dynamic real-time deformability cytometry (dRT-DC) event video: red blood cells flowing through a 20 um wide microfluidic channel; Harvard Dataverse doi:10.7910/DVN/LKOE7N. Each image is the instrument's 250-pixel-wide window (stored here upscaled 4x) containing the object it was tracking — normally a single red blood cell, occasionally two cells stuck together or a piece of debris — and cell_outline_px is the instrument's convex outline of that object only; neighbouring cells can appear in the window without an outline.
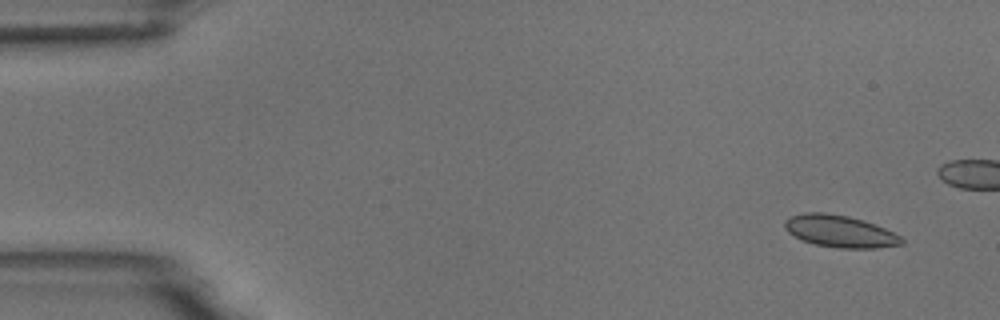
{"species": "common noctule bat (a hibernating species)", "species_latin": "Nyctalus noctula", "temperature_condition": "room temperature", "stored_images_in_passage": 6, "camera_frame_rate_fps": 3000, "um_per_image_px": 0.085, "animal": {"sex": "male", "body_mass_g": 18.8}, "frame": {"image": 1, "passage_image": 1, "time_ms": 0.0, "image_size_px": [1000, 320], "cell_outline_px": [[904, 244], [876, 248], [840, 248], [816, 244], [800, 240], [788, 232], [784, 228], [784, 220], [792, 216], [804, 212], [824, 212], [848, 216], [864, 220], [876, 224], [900, 236], [904, 240]], "centroid_in_image_um": [71.38, 19.65], "position_along_channel_um": 13.6, "area_um2": 21.91}}